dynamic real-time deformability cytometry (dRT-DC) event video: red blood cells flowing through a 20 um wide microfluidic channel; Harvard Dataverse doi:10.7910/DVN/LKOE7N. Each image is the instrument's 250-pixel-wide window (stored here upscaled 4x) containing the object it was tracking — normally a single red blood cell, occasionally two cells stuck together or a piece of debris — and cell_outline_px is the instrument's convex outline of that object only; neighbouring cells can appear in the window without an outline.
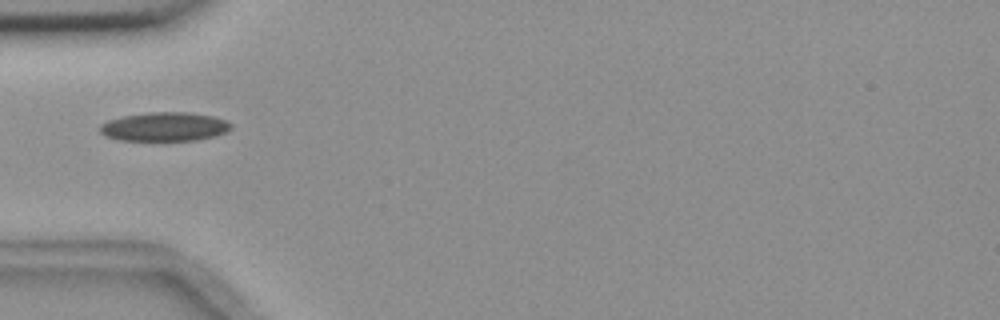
{"species": "common noctule bat (a hibernating species)", "species_latin": "Nyctalus noctula", "temperature_condition": "room temperature", "stored_images_in_passage": 9, "camera_frame_rate_fps": 3000, "um_per_image_px": 0.085, "animal": {"sex": "female", "body_mass_g": 18.4}, "frame": {"image": 1, "passage_image": 6, "time_ms": 5.667, "image_size_px": [1000, 320], "cell_outline_px": [[232, 128], [216, 136], [196, 140], [120, 140], [104, 136], [100, 132], [100, 124], [108, 120], [124, 116], [148, 112], [188, 112], [212, 116], [224, 120], [232, 124]], "centroid_in_image_um": [13.97, 10.77], "position_along_channel_um": 71.0, "area_um2": 22.02}}
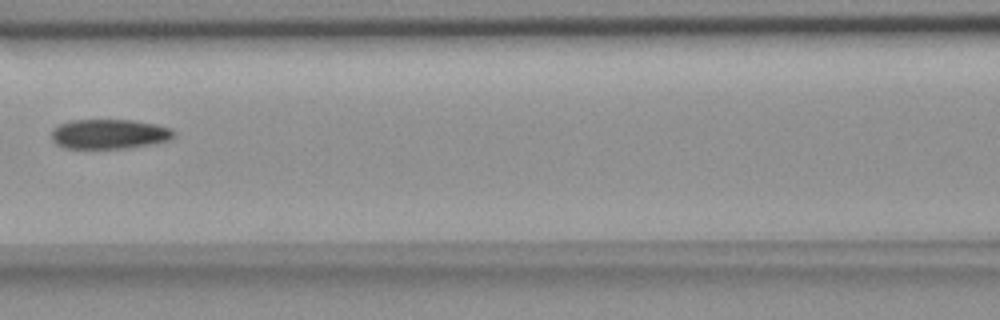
{"frame": {"image": 2, "passage_image": 8, "time_ms": 8.0, "image_size_px": [1000, 320], "cell_outline_px": [[176, 136], [168, 140], [152, 144], [128, 148], [64, 148], [56, 144], [52, 140], [52, 128], [60, 124], [72, 120], [132, 120], [156, 124], [172, 128], [176, 132]], "centroid_in_image_um": [9.31, 11.39], "position_along_channel_um": 157.3, "area_um2": 21.33}}
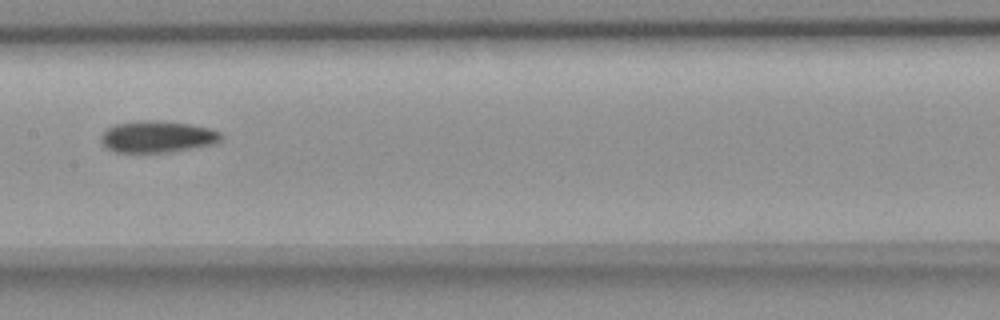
{"frame": {"image": 3, "passage_image": 9, "time_ms": 9.0, "image_size_px": [1000, 320], "cell_outline_px": [[224, 136], [216, 144], [168, 152], [116, 152], [108, 148], [100, 140], [100, 136], [108, 128], [116, 124], [144, 120], [156, 120], [192, 124], [208, 128], [220, 132]], "centroid_in_image_um": [13.41, 11.62], "position_along_channel_um": 194.0, "area_um2": 22.08}}